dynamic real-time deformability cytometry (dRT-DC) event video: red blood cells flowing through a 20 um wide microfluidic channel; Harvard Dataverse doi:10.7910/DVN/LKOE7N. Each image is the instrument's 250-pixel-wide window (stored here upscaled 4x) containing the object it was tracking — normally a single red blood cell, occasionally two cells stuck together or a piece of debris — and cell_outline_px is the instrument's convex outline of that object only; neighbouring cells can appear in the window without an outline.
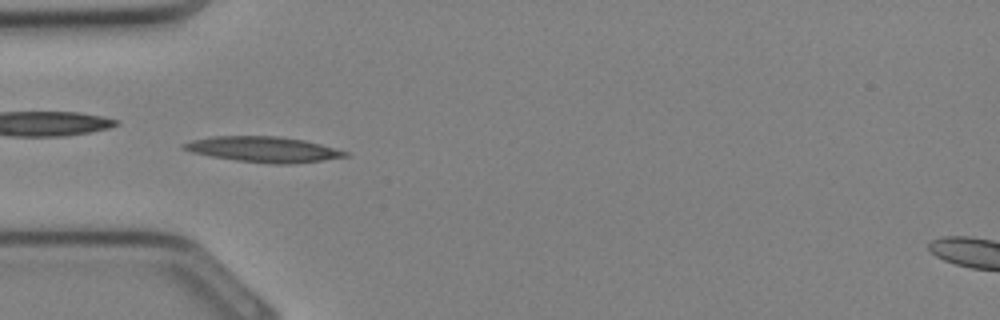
{"species": "Egyptian fruit bat (a non-hibernating species)", "species_latin": "Rousettus aegyptiacus", "temperature_condition": "cold", "stored_images_in_passage": 16, "camera_frame_rate_fps": 3000, "um_per_image_px": 0.085, "animal": {"sex": "female"}, "frame": {"image": 1, "passage_image": 10, "time_ms": 3.0, "image_size_px": [1000, 320], "cell_outline_px": [[348, 156], [324, 160], [292, 164], [272, 164], [236, 160], [212, 156], [192, 152], [180, 148], [180, 144], [192, 140], [212, 136], [276, 136], [304, 140], [320, 144], [348, 152]], "centroid_in_image_um": [22.36, 12.69], "position_along_channel_um": 62.6, "area_um2": 23.93}}
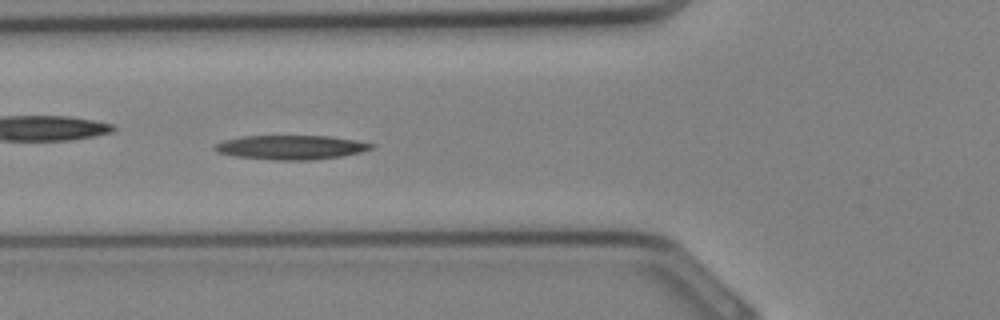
{"frame": {"image": 2, "passage_image": 12, "time_ms": 3.667, "image_size_px": [1000, 320], "cell_outline_px": [[376, 144], [372, 148], [360, 152], [340, 156], [312, 160], [272, 160], [236, 156], [216, 152], [212, 148], [216, 144], [224, 140], [244, 136], [328, 136], [356, 140]], "centroid_in_image_um": [24.72, 12.52], "position_along_channel_um": 101.1, "area_um2": 22.02}}
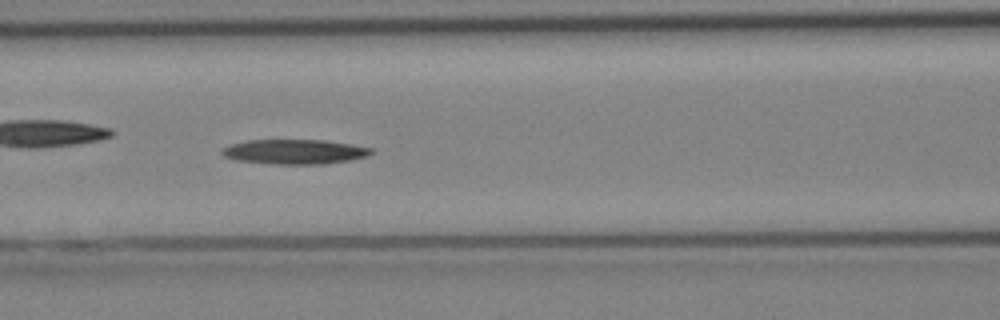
{"frame": {"image": 3, "passage_image": 14, "time_ms": 4.333, "image_size_px": [1000, 320], "cell_outline_px": [[376, 152], [352, 160], [324, 164], [272, 164], [236, 160], [224, 156], [220, 152], [224, 148], [232, 144], [248, 140], [324, 140], [376, 148]], "centroid_in_image_um": [25.1, 12.9], "position_along_channel_um": 141.5, "area_um2": 21.56}}